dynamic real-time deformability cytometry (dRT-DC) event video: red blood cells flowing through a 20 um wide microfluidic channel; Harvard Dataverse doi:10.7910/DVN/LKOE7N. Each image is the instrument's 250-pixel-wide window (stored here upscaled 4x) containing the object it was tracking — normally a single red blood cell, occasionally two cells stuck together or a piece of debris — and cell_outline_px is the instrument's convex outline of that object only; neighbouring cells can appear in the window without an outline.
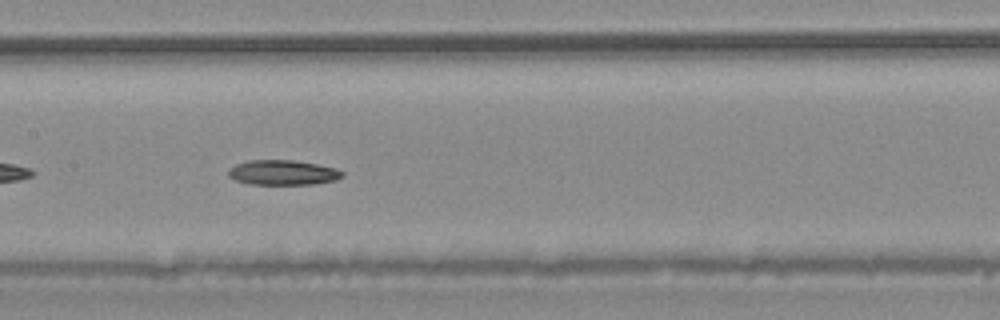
{"species": "common noctule bat (a hibernating species)", "species_latin": "Nyctalus noctula", "temperature_condition": "warm", "stored_images_in_passage": 33, "camera_frame_rate_fps": 3000, "um_per_image_px": 0.085, "animal": {"sex": "male", "body_mass_g": 20.4}, "frame": {"image": 1, "passage_image": 10, "time_ms": 3.0, "image_size_px": [1000, 320], "cell_outline_px": [[344, 176], [336, 180], [312, 184], [248, 184], [236, 180], [228, 176], [228, 168], [236, 164], [248, 160], [292, 160], [316, 164], [336, 168], [344, 172]], "centroid_in_image_um": [24.03, 14.66], "position_along_channel_um": 183.4, "area_um2": 16.59}}